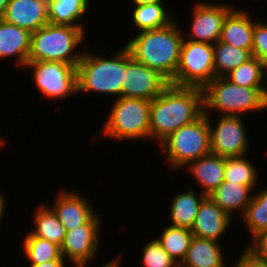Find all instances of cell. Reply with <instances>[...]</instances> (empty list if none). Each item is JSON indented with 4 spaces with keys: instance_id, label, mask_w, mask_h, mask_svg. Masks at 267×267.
<instances>
[{
    "instance_id": "obj_1",
    "label": "cell",
    "mask_w": 267,
    "mask_h": 267,
    "mask_svg": "<svg viewBox=\"0 0 267 267\" xmlns=\"http://www.w3.org/2000/svg\"><path fill=\"white\" fill-rule=\"evenodd\" d=\"M204 113L203 89L170 84L150 103L149 141L158 146L182 126L194 122Z\"/></svg>"
},
{
    "instance_id": "obj_2",
    "label": "cell",
    "mask_w": 267,
    "mask_h": 267,
    "mask_svg": "<svg viewBox=\"0 0 267 267\" xmlns=\"http://www.w3.org/2000/svg\"><path fill=\"white\" fill-rule=\"evenodd\" d=\"M176 18L169 25L136 33L124 45L133 59L158 71L171 82L177 71L185 32Z\"/></svg>"
},
{
    "instance_id": "obj_3",
    "label": "cell",
    "mask_w": 267,
    "mask_h": 267,
    "mask_svg": "<svg viewBox=\"0 0 267 267\" xmlns=\"http://www.w3.org/2000/svg\"><path fill=\"white\" fill-rule=\"evenodd\" d=\"M91 52L85 47L77 65V94L97 93L114 99L121 97V84L126 73V47L110 57Z\"/></svg>"
},
{
    "instance_id": "obj_4",
    "label": "cell",
    "mask_w": 267,
    "mask_h": 267,
    "mask_svg": "<svg viewBox=\"0 0 267 267\" xmlns=\"http://www.w3.org/2000/svg\"><path fill=\"white\" fill-rule=\"evenodd\" d=\"M203 104L206 115L213 111L232 116L264 112L267 111L266 87H244L225 77H215L203 88Z\"/></svg>"
},
{
    "instance_id": "obj_5",
    "label": "cell",
    "mask_w": 267,
    "mask_h": 267,
    "mask_svg": "<svg viewBox=\"0 0 267 267\" xmlns=\"http://www.w3.org/2000/svg\"><path fill=\"white\" fill-rule=\"evenodd\" d=\"M86 27L48 23L31 33L27 62L61 61L78 65L84 50H79L86 37Z\"/></svg>"
},
{
    "instance_id": "obj_6",
    "label": "cell",
    "mask_w": 267,
    "mask_h": 267,
    "mask_svg": "<svg viewBox=\"0 0 267 267\" xmlns=\"http://www.w3.org/2000/svg\"><path fill=\"white\" fill-rule=\"evenodd\" d=\"M151 101L120 97L112 101L99 135L117 141H149ZM102 134V135H100Z\"/></svg>"
},
{
    "instance_id": "obj_7",
    "label": "cell",
    "mask_w": 267,
    "mask_h": 267,
    "mask_svg": "<svg viewBox=\"0 0 267 267\" xmlns=\"http://www.w3.org/2000/svg\"><path fill=\"white\" fill-rule=\"evenodd\" d=\"M166 155V163L171 170H183L188 163L211 153L210 127L208 116L203 113L194 122L182 126L159 145Z\"/></svg>"
},
{
    "instance_id": "obj_8",
    "label": "cell",
    "mask_w": 267,
    "mask_h": 267,
    "mask_svg": "<svg viewBox=\"0 0 267 267\" xmlns=\"http://www.w3.org/2000/svg\"><path fill=\"white\" fill-rule=\"evenodd\" d=\"M213 78V44L183 40L176 75L170 84L203 89Z\"/></svg>"
},
{
    "instance_id": "obj_9",
    "label": "cell",
    "mask_w": 267,
    "mask_h": 267,
    "mask_svg": "<svg viewBox=\"0 0 267 267\" xmlns=\"http://www.w3.org/2000/svg\"><path fill=\"white\" fill-rule=\"evenodd\" d=\"M24 68L33 70L30 77L43 97L61 102L77 93V65L61 61H38L27 62Z\"/></svg>"
},
{
    "instance_id": "obj_10",
    "label": "cell",
    "mask_w": 267,
    "mask_h": 267,
    "mask_svg": "<svg viewBox=\"0 0 267 267\" xmlns=\"http://www.w3.org/2000/svg\"><path fill=\"white\" fill-rule=\"evenodd\" d=\"M101 216L96 212L85 224L66 231L60 250L62 257L72 267H88L99 254Z\"/></svg>"
},
{
    "instance_id": "obj_11",
    "label": "cell",
    "mask_w": 267,
    "mask_h": 267,
    "mask_svg": "<svg viewBox=\"0 0 267 267\" xmlns=\"http://www.w3.org/2000/svg\"><path fill=\"white\" fill-rule=\"evenodd\" d=\"M207 116L212 154L222 157H241L249 153L250 139L242 116L219 114L215 125L212 124L214 123L211 120L212 115Z\"/></svg>"
},
{
    "instance_id": "obj_12",
    "label": "cell",
    "mask_w": 267,
    "mask_h": 267,
    "mask_svg": "<svg viewBox=\"0 0 267 267\" xmlns=\"http://www.w3.org/2000/svg\"><path fill=\"white\" fill-rule=\"evenodd\" d=\"M170 82L158 71L137 62L126 48V73L121 84V97L152 101Z\"/></svg>"
},
{
    "instance_id": "obj_13",
    "label": "cell",
    "mask_w": 267,
    "mask_h": 267,
    "mask_svg": "<svg viewBox=\"0 0 267 267\" xmlns=\"http://www.w3.org/2000/svg\"><path fill=\"white\" fill-rule=\"evenodd\" d=\"M192 6L191 26L188 27V34L183 36L184 40L215 44L220 39L223 22L235 7L234 4L199 0Z\"/></svg>"
},
{
    "instance_id": "obj_14",
    "label": "cell",
    "mask_w": 267,
    "mask_h": 267,
    "mask_svg": "<svg viewBox=\"0 0 267 267\" xmlns=\"http://www.w3.org/2000/svg\"><path fill=\"white\" fill-rule=\"evenodd\" d=\"M54 205H49L58 216V219L70 231L85 224L95 213V208L79 191L60 190L56 195Z\"/></svg>"
},
{
    "instance_id": "obj_15",
    "label": "cell",
    "mask_w": 267,
    "mask_h": 267,
    "mask_svg": "<svg viewBox=\"0 0 267 267\" xmlns=\"http://www.w3.org/2000/svg\"><path fill=\"white\" fill-rule=\"evenodd\" d=\"M233 224V219L226 214L209 196H206L199 207L191 232L194 236L215 240L220 243L223 235Z\"/></svg>"
},
{
    "instance_id": "obj_16",
    "label": "cell",
    "mask_w": 267,
    "mask_h": 267,
    "mask_svg": "<svg viewBox=\"0 0 267 267\" xmlns=\"http://www.w3.org/2000/svg\"><path fill=\"white\" fill-rule=\"evenodd\" d=\"M48 0H9L3 20L34 33L49 23Z\"/></svg>"
},
{
    "instance_id": "obj_17",
    "label": "cell",
    "mask_w": 267,
    "mask_h": 267,
    "mask_svg": "<svg viewBox=\"0 0 267 267\" xmlns=\"http://www.w3.org/2000/svg\"><path fill=\"white\" fill-rule=\"evenodd\" d=\"M235 6L226 16L220 35V42L239 49L252 51L253 32L256 19L251 18L246 10H238Z\"/></svg>"
},
{
    "instance_id": "obj_18",
    "label": "cell",
    "mask_w": 267,
    "mask_h": 267,
    "mask_svg": "<svg viewBox=\"0 0 267 267\" xmlns=\"http://www.w3.org/2000/svg\"><path fill=\"white\" fill-rule=\"evenodd\" d=\"M225 160L226 157L210 153L191 161L184 170H189L188 173L197 182L201 193L209 196L224 181Z\"/></svg>"
},
{
    "instance_id": "obj_19",
    "label": "cell",
    "mask_w": 267,
    "mask_h": 267,
    "mask_svg": "<svg viewBox=\"0 0 267 267\" xmlns=\"http://www.w3.org/2000/svg\"><path fill=\"white\" fill-rule=\"evenodd\" d=\"M31 33L0 19V60L14 57L24 68L30 51Z\"/></svg>"
},
{
    "instance_id": "obj_20",
    "label": "cell",
    "mask_w": 267,
    "mask_h": 267,
    "mask_svg": "<svg viewBox=\"0 0 267 267\" xmlns=\"http://www.w3.org/2000/svg\"><path fill=\"white\" fill-rule=\"evenodd\" d=\"M221 243L193 236L187 254L179 267H227Z\"/></svg>"
},
{
    "instance_id": "obj_21",
    "label": "cell",
    "mask_w": 267,
    "mask_h": 267,
    "mask_svg": "<svg viewBox=\"0 0 267 267\" xmlns=\"http://www.w3.org/2000/svg\"><path fill=\"white\" fill-rule=\"evenodd\" d=\"M253 193L249 186L223 181L209 197L233 219L236 211L239 218L244 215Z\"/></svg>"
},
{
    "instance_id": "obj_22",
    "label": "cell",
    "mask_w": 267,
    "mask_h": 267,
    "mask_svg": "<svg viewBox=\"0 0 267 267\" xmlns=\"http://www.w3.org/2000/svg\"><path fill=\"white\" fill-rule=\"evenodd\" d=\"M196 189L191 187L185 191H180L176 196L172 197L169 208L170 226L185 227L191 229L196 220L202 200L206 197L200 191L197 193Z\"/></svg>"
},
{
    "instance_id": "obj_23",
    "label": "cell",
    "mask_w": 267,
    "mask_h": 267,
    "mask_svg": "<svg viewBox=\"0 0 267 267\" xmlns=\"http://www.w3.org/2000/svg\"><path fill=\"white\" fill-rule=\"evenodd\" d=\"M38 206L33 213L34 226L25 237H39L61 246L66 235L65 227L49 205L41 203Z\"/></svg>"
},
{
    "instance_id": "obj_24",
    "label": "cell",
    "mask_w": 267,
    "mask_h": 267,
    "mask_svg": "<svg viewBox=\"0 0 267 267\" xmlns=\"http://www.w3.org/2000/svg\"><path fill=\"white\" fill-rule=\"evenodd\" d=\"M89 0H48L49 23L54 25H68L74 27H85L84 16L88 15L90 8Z\"/></svg>"
},
{
    "instance_id": "obj_25",
    "label": "cell",
    "mask_w": 267,
    "mask_h": 267,
    "mask_svg": "<svg viewBox=\"0 0 267 267\" xmlns=\"http://www.w3.org/2000/svg\"><path fill=\"white\" fill-rule=\"evenodd\" d=\"M168 10L165 3L134 6L131 20L137 28L136 32L159 29L169 25L176 17L170 14Z\"/></svg>"
},
{
    "instance_id": "obj_26",
    "label": "cell",
    "mask_w": 267,
    "mask_h": 267,
    "mask_svg": "<svg viewBox=\"0 0 267 267\" xmlns=\"http://www.w3.org/2000/svg\"><path fill=\"white\" fill-rule=\"evenodd\" d=\"M166 226L156 238L169 256L180 265L185 259L194 235L189 228Z\"/></svg>"
},
{
    "instance_id": "obj_27",
    "label": "cell",
    "mask_w": 267,
    "mask_h": 267,
    "mask_svg": "<svg viewBox=\"0 0 267 267\" xmlns=\"http://www.w3.org/2000/svg\"><path fill=\"white\" fill-rule=\"evenodd\" d=\"M215 77H225L252 57L249 50L239 49L217 41L213 44Z\"/></svg>"
},
{
    "instance_id": "obj_28",
    "label": "cell",
    "mask_w": 267,
    "mask_h": 267,
    "mask_svg": "<svg viewBox=\"0 0 267 267\" xmlns=\"http://www.w3.org/2000/svg\"><path fill=\"white\" fill-rule=\"evenodd\" d=\"M246 157V155L241 157H226L224 181L249 186L255 191L257 189L256 185L259 184V172L256 166H254V163Z\"/></svg>"
},
{
    "instance_id": "obj_29",
    "label": "cell",
    "mask_w": 267,
    "mask_h": 267,
    "mask_svg": "<svg viewBox=\"0 0 267 267\" xmlns=\"http://www.w3.org/2000/svg\"><path fill=\"white\" fill-rule=\"evenodd\" d=\"M225 78L244 87H266L265 62L252 56L229 72Z\"/></svg>"
},
{
    "instance_id": "obj_30",
    "label": "cell",
    "mask_w": 267,
    "mask_h": 267,
    "mask_svg": "<svg viewBox=\"0 0 267 267\" xmlns=\"http://www.w3.org/2000/svg\"><path fill=\"white\" fill-rule=\"evenodd\" d=\"M21 247L23 257L29 262L28 264L65 260L61 255L60 246L46 239L39 237H24Z\"/></svg>"
},
{
    "instance_id": "obj_31",
    "label": "cell",
    "mask_w": 267,
    "mask_h": 267,
    "mask_svg": "<svg viewBox=\"0 0 267 267\" xmlns=\"http://www.w3.org/2000/svg\"><path fill=\"white\" fill-rule=\"evenodd\" d=\"M241 220L245 224L251 239L267 228V188L253 194Z\"/></svg>"
},
{
    "instance_id": "obj_32",
    "label": "cell",
    "mask_w": 267,
    "mask_h": 267,
    "mask_svg": "<svg viewBox=\"0 0 267 267\" xmlns=\"http://www.w3.org/2000/svg\"><path fill=\"white\" fill-rule=\"evenodd\" d=\"M142 251L140 263L142 267H179V264L169 256L157 238L147 241Z\"/></svg>"
},
{
    "instance_id": "obj_33",
    "label": "cell",
    "mask_w": 267,
    "mask_h": 267,
    "mask_svg": "<svg viewBox=\"0 0 267 267\" xmlns=\"http://www.w3.org/2000/svg\"><path fill=\"white\" fill-rule=\"evenodd\" d=\"M252 56L267 62V22L259 21L256 23L253 32Z\"/></svg>"
},
{
    "instance_id": "obj_34",
    "label": "cell",
    "mask_w": 267,
    "mask_h": 267,
    "mask_svg": "<svg viewBox=\"0 0 267 267\" xmlns=\"http://www.w3.org/2000/svg\"><path fill=\"white\" fill-rule=\"evenodd\" d=\"M247 244L245 248L254 257L259 259H267V228L257 233Z\"/></svg>"
},
{
    "instance_id": "obj_35",
    "label": "cell",
    "mask_w": 267,
    "mask_h": 267,
    "mask_svg": "<svg viewBox=\"0 0 267 267\" xmlns=\"http://www.w3.org/2000/svg\"><path fill=\"white\" fill-rule=\"evenodd\" d=\"M237 259L232 267H267V259L256 258L246 249Z\"/></svg>"
},
{
    "instance_id": "obj_36",
    "label": "cell",
    "mask_w": 267,
    "mask_h": 267,
    "mask_svg": "<svg viewBox=\"0 0 267 267\" xmlns=\"http://www.w3.org/2000/svg\"><path fill=\"white\" fill-rule=\"evenodd\" d=\"M66 260H53L40 264H29V267H67Z\"/></svg>"
},
{
    "instance_id": "obj_37",
    "label": "cell",
    "mask_w": 267,
    "mask_h": 267,
    "mask_svg": "<svg viewBox=\"0 0 267 267\" xmlns=\"http://www.w3.org/2000/svg\"><path fill=\"white\" fill-rule=\"evenodd\" d=\"M7 198L5 197V194H3L2 192H0V225L2 223V219H3V216L4 214L6 213L5 212V208H6V205H7Z\"/></svg>"
},
{
    "instance_id": "obj_38",
    "label": "cell",
    "mask_w": 267,
    "mask_h": 267,
    "mask_svg": "<svg viewBox=\"0 0 267 267\" xmlns=\"http://www.w3.org/2000/svg\"><path fill=\"white\" fill-rule=\"evenodd\" d=\"M120 256H117L116 258L113 257V259L110 261H108L105 264H102V266L100 267H121V258H122V254H119Z\"/></svg>"
},
{
    "instance_id": "obj_39",
    "label": "cell",
    "mask_w": 267,
    "mask_h": 267,
    "mask_svg": "<svg viewBox=\"0 0 267 267\" xmlns=\"http://www.w3.org/2000/svg\"><path fill=\"white\" fill-rule=\"evenodd\" d=\"M133 5H145V4H152V3H165V0H131Z\"/></svg>"
},
{
    "instance_id": "obj_40",
    "label": "cell",
    "mask_w": 267,
    "mask_h": 267,
    "mask_svg": "<svg viewBox=\"0 0 267 267\" xmlns=\"http://www.w3.org/2000/svg\"><path fill=\"white\" fill-rule=\"evenodd\" d=\"M9 0H0V19H3Z\"/></svg>"
},
{
    "instance_id": "obj_41",
    "label": "cell",
    "mask_w": 267,
    "mask_h": 267,
    "mask_svg": "<svg viewBox=\"0 0 267 267\" xmlns=\"http://www.w3.org/2000/svg\"><path fill=\"white\" fill-rule=\"evenodd\" d=\"M6 141L2 138V135L0 136V149L5 146Z\"/></svg>"
},
{
    "instance_id": "obj_42",
    "label": "cell",
    "mask_w": 267,
    "mask_h": 267,
    "mask_svg": "<svg viewBox=\"0 0 267 267\" xmlns=\"http://www.w3.org/2000/svg\"><path fill=\"white\" fill-rule=\"evenodd\" d=\"M265 74H266V98H267V62L265 63Z\"/></svg>"
}]
</instances>
